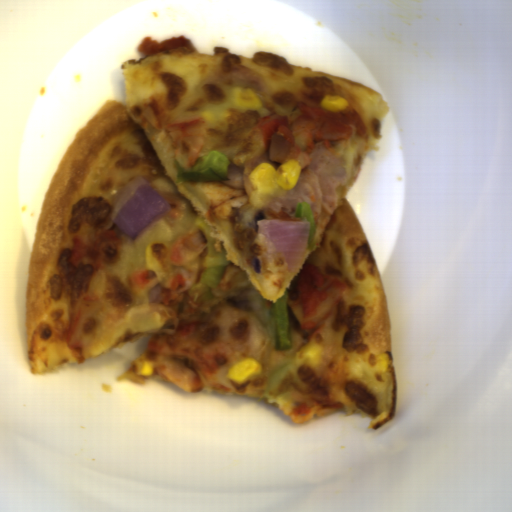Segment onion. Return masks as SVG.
<instances>
[{
	"label": "onion",
	"instance_id": "onion-1",
	"mask_svg": "<svg viewBox=\"0 0 512 512\" xmlns=\"http://www.w3.org/2000/svg\"><path fill=\"white\" fill-rule=\"evenodd\" d=\"M170 211L171 206L167 200L137 175L121 191L109 219L130 241L137 240Z\"/></svg>",
	"mask_w": 512,
	"mask_h": 512
},
{
	"label": "onion",
	"instance_id": "onion-3",
	"mask_svg": "<svg viewBox=\"0 0 512 512\" xmlns=\"http://www.w3.org/2000/svg\"><path fill=\"white\" fill-rule=\"evenodd\" d=\"M194 224L205 236L207 244L205 268L198 283L189 287L188 291L190 297L198 304L213 300L215 287L225 276L230 266V261L224 247L220 251L215 250L216 238L210 237L212 229L205 221L203 215L198 213Z\"/></svg>",
	"mask_w": 512,
	"mask_h": 512
},
{
	"label": "onion",
	"instance_id": "onion-2",
	"mask_svg": "<svg viewBox=\"0 0 512 512\" xmlns=\"http://www.w3.org/2000/svg\"><path fill=\"white\" fill-rule=\"evenodd\" d=\"M259 234L270 253H282L287 270L295 271L307 252L310 222L307 219L257 220Z\"/></svg>",
	"mask_w": 512,
	"mask_h": 512
}]
</instances>
